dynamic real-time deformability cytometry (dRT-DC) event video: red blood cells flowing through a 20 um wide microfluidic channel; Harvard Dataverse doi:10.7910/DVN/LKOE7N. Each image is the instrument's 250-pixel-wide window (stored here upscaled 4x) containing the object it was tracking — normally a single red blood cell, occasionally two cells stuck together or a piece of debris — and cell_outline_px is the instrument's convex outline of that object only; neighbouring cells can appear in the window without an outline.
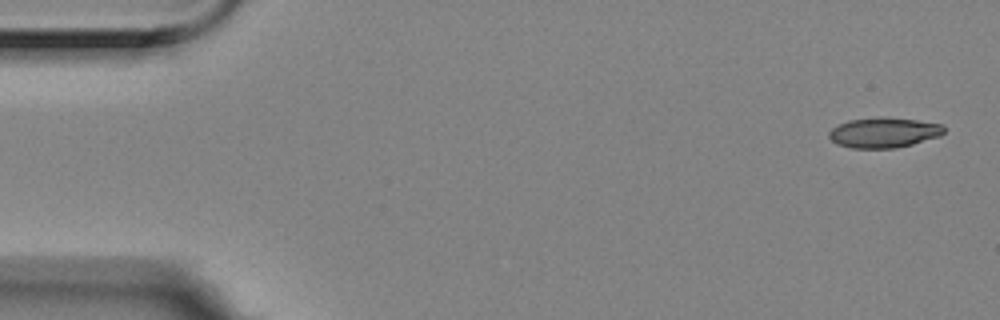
{"species": "Egyptian fruit bat (a non-hibernating species)", "species_latin": "Rousettus aegyptiacus", "temperature_condition": "room temperature", "stored_images_in_passage": 4, "camera_frame_rate_fps": 3000, "um_per_image_px": 0.085, "animal": {"sex": "female"}, "frame": {"image": 1, "passage_image": 1, "time_ms": 0.0, "image_size_px": [1000, 320], "cell_outline_px": [[944, 132], [940, 136], [912, 144], [896, 148], [852, 148], [836, 144], [828, 136], [828, 132], [832, 128], [848, 120], [880, 116], [884, 116], [916, 120], [944, 124]], "centroid_in_image_um": [75.12, 11.26], "position_along_channel_um": 9.9, "area_um2": 20.4}}
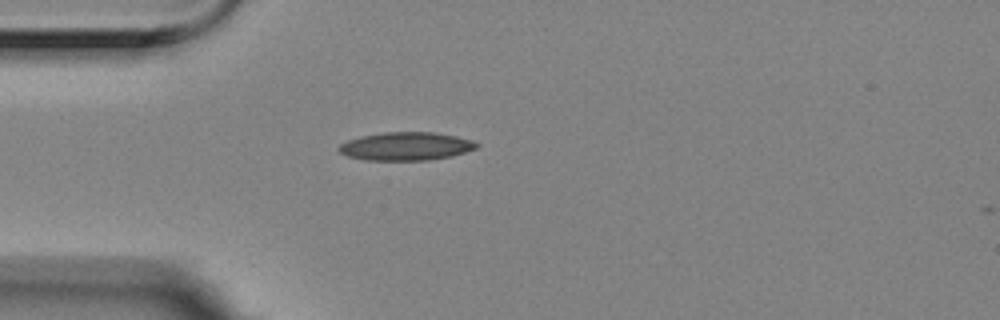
{"frame": {"image": 2, "passage_image": 4, "time_ms": 1.0, "image_size_px": [1000, 320], "cell_outline_px": [[480, 144], [476, 148], [452, 156], [428, 160], [364, 160], [348, 156], [340, 152], [336, 148], [340, 144], [348, 140], [360, 136], [384, 132], [436, 132], [456, 136], [472, 140]], "centroid_in_image_um": [34.5, 12.43], "position_along_channel_um": 50.5, "area_um2": 22.72}}